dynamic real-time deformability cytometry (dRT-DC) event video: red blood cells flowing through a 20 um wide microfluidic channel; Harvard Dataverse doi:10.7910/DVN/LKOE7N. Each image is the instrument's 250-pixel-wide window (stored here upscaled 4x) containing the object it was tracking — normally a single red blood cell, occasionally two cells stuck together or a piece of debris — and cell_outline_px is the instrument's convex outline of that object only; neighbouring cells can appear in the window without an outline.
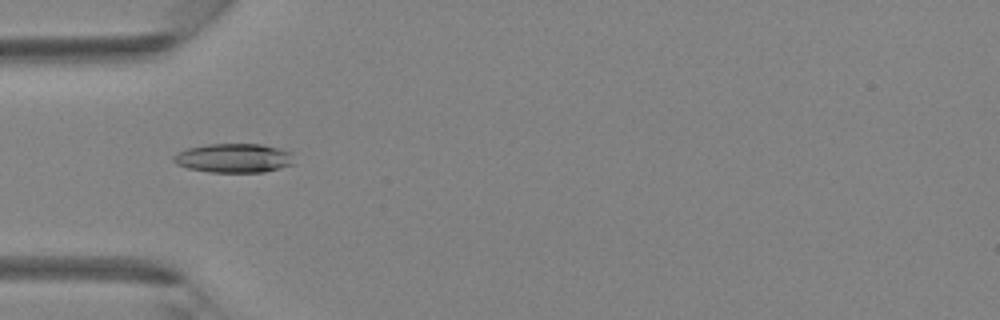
{"species": "Egyptian fruit bat (a non-hibernating species)", "species_latin": "Rousettus aegyptiacus", "temperature_condition": "room temperature", "stored_images_in_passage": 41, "camera_frame_rate_fps": 3000, "um_per_image_px": 0.085, "animal": {"sex": "female"}, "frame": {"image": 1, "passage_image": 13, "time_ms": 4.0, "image_size_px": [1000, 320], "cell_outline_px": [[296, 164], [264, 172], [208, 172], [188, 168], [176, 164], [172, 160], [172, 156], [176, 152], [188, 148], [208, 144], [260, 144], [292, 152]], "centroid_in_image_um": [19.88, 13.44], "position_along_channel_um": 65.1, "area_um2": 20.63}}
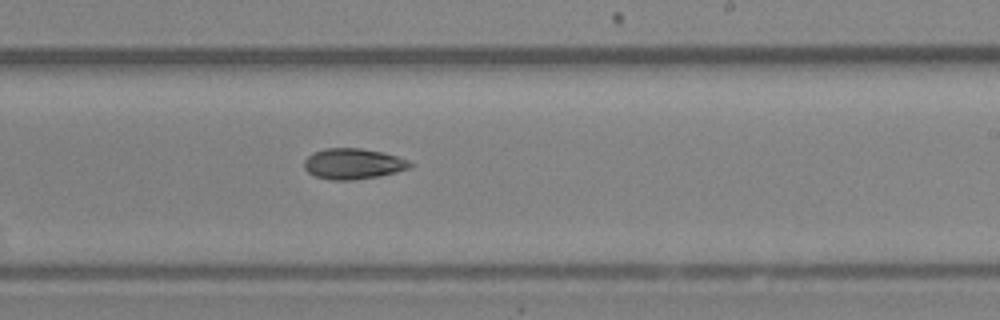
{"frame": {"image": 2, "passage_image": 25, "time_ms": 8.0, "image_size_px": [1000, 320], "cell_outline_px": [[412, 168], [380, 176], [348, 180], [332, 180], [316, 176], [308, 172], [304, 168], [304, 160], [312, 152], [324, 148], [360, 148], [384, 152], [408, 160], [412, 164]], "centroid_in_image_um": [30.01, 13.91], "position_along_channel_um": 259.0, "area_um2": 19.02}}
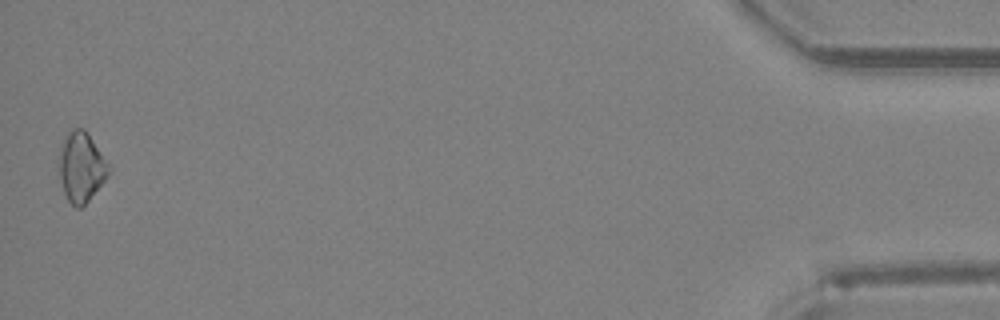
{"frame": {"image": 3, "passage_image": 41, "time_ms": 13.333, "image_size_px": [1000, 320], "cell_outline_px": [[112, 168], [108, 176], [88, 200], [80, 208], [76, 208], [68, 200], [64, 192], [60, 180], [56, 164], [60, 148], [64, 136], [72, 128], [84, 128]], "centroid_in_image_um": [6.87, 14.17], "position_along_channel_um": 428.3, "area_um2": 20.46}}